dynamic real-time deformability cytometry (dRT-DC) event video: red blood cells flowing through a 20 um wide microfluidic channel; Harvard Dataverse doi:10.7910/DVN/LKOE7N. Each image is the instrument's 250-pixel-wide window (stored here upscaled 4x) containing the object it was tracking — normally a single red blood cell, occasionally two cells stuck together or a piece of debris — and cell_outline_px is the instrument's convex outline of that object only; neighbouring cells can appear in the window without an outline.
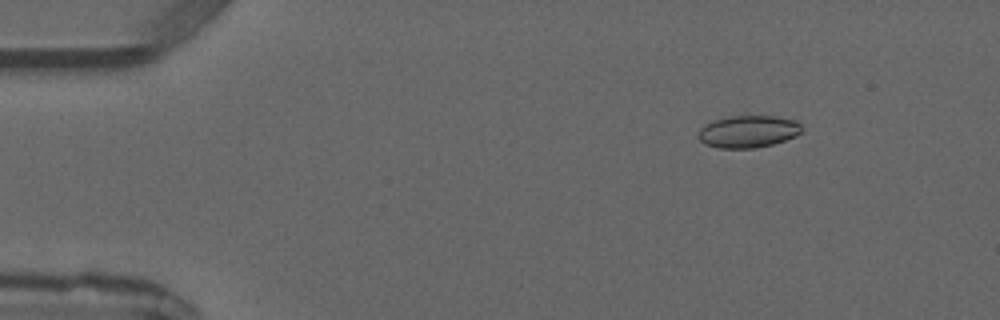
{"species": "common noctule bat (a hibernating species)", "species_latin": "Nyctalus noctula", "temperature_condition": "warm", "stored_images_in_passage": 5, "camera_frame_rate_fps": 3000, "um_per_image_px": 0.085, "animal": {"sex": "male", "forearm_length_mm": 52.5}, "frame": {"image": 1, "passage_image": 2, "time_ms": 1.333, "image_size_px": [1000, 320], "cell_outline_px": [[800, 132], [796, 136], [772, 144], [752, 148], [720, 148], [704, 144], [696, 136], [700, 128], [704, 124], [728, 116], [772, 116], [796, 120], [800, 124]], "centroid_in_image_um": [63.55, 11.18], "position_along_channel_um": 21.5, "area_um2": 19.31}}
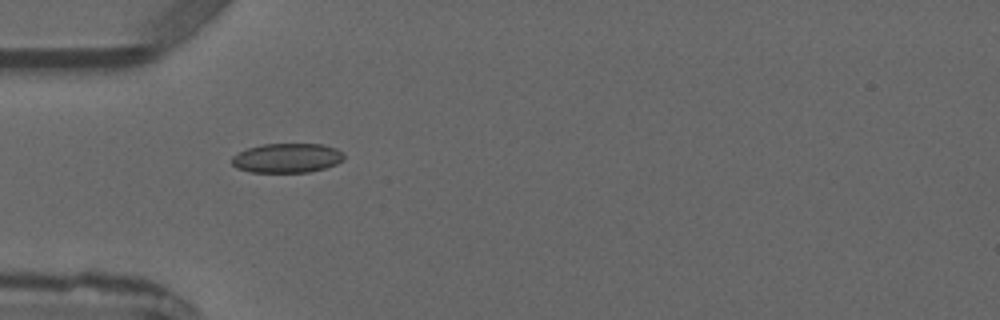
{"frame": {"image": 2, "passage_image": 4, "time_ms": 4.0, "image_size_px": [1000, 320], "cell_outline_px": [[344, 160], [336, 164], [324, 168], [308, 172], [252, 172], [236, 168], [232, 164], [232, 156], [248, 148], [260, 144], [320, 144], [336, 148], [344, 152]], "centroid_in_image_um": [24.41, 13.43], "position_along_channel_um": 60.6, "area_um2": 19.25}}
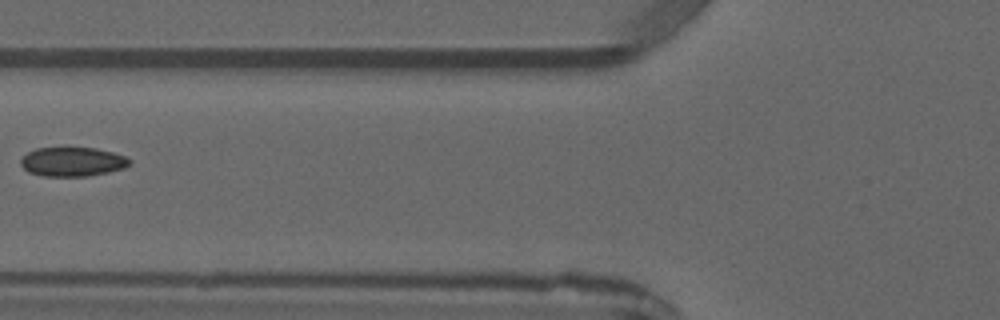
{"frame": {"image": 3, "passage_image": 5, "time_ms": 5.333, "image_size_px": [1000, 320], "cell_outline_px": [[132, 164], [124, 168], [108, 172], [88, 176], [44, 176], [28, 172], [20, 164], [20, 160], [28, 152], [36, 148], [96, 148], [112, 152], [124, 156], [132, 160]], "centroid_in_image_um": [6.18, 13.75], "position_along_channel_um": 119.6, "area_um2": 18.5}}